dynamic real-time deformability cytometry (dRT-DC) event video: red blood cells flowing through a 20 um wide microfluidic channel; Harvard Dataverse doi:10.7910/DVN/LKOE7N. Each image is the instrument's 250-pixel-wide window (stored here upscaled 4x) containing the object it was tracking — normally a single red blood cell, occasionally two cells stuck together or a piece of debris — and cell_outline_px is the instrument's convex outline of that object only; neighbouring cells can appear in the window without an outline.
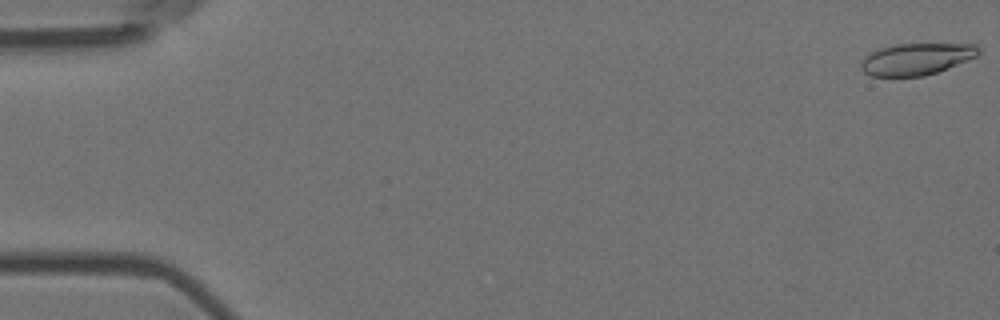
{"species": "Egyptian fruit bat (a non-hibernating species)", "species_latin": "Rousettus aegyptiacus", "temperature_condition": "room temperature", "stored_images_in_passage": 11, "camera_frame_rate_fps": 3000, "um_per_image_px": 0.085, "animal": {"sex": "female"}, "frame": {"image": 1, "passage_image": 1, "time_ms": 0.0, "image_size_px": [1000, 320], "cell_outline_px": [[980, 52], [976, 56], [936, 72], [924, 76], [872, 76], [864, 72], [860, 68], [860, 64], [864, 56], [868, 52], [876, 48], [896, 44], [976, 44], [980, 48]], "centroid_in_image_um": [77.82, 5.0], "position_along_channel_um": 7.2, "area_um2": 21.73}}